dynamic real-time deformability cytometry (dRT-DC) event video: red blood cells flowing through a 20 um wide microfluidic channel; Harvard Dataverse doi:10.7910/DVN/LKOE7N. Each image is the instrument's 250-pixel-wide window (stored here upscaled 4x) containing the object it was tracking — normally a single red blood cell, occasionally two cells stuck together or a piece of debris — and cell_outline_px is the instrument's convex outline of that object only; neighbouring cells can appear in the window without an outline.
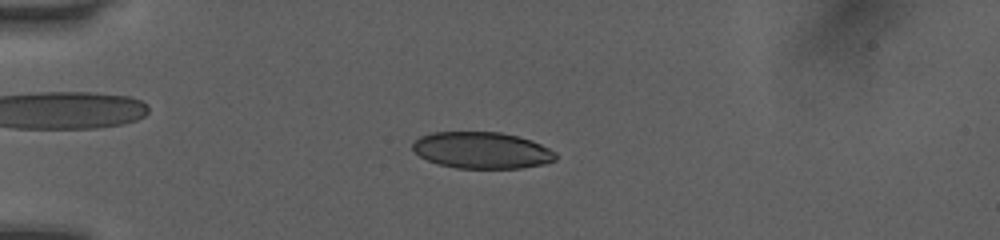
{"species": "human", "species_latin": "Homo sapiens", "temperature_condition": "room temperature", "stored_images_in_passage": 51, "camera_frame_rate_fps": 3000, "um_per_image_px": 0.085, "donor": {"sex": "female"}, "frame": {"image": 1, "passage_image": 14, "time_ms": 4.333, "image_size_px": [1000, 240], "cell_outline_px": [[556, 160], [544, 164], [520, 168], [456, 168], [440, 164], [428, 160], [420, 156], [412, 148], [412, 144], [420, 136], [432, 132], [500, 132], [532, 140], [556, 152]], "centroid_in_image_um": [40.97, 12.77], "position_along_channel_um": 44.0, "area_um2": 30.35}}
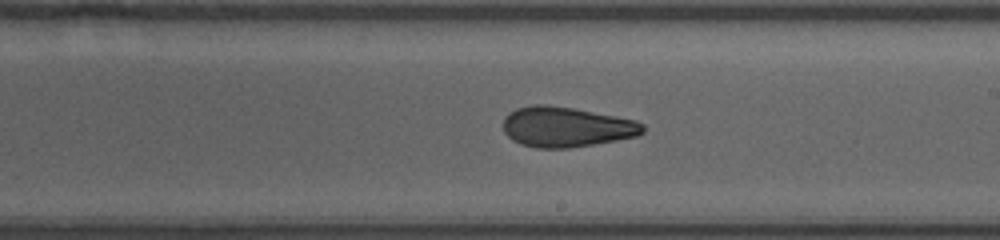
{"frame": {"image": 2, "passage_image": 31, "time_ms": 10.0, "image_size_px": [1000, 240], "cell_outline_px": [[644, 132], [636, 136], [616, 140], [568, 148], [536, 148], [520, 144], [512, 140], [504, 132], [504, 116], [508, 112], [516, 108], [532, 104], [544, 104], [572, 108], [616, 116], [636, 120], [644, 124]], "centroid_in_image_um": [48.1, 10.78], "position_along_channel_um": 240.9, "area_um2": 32.71}}
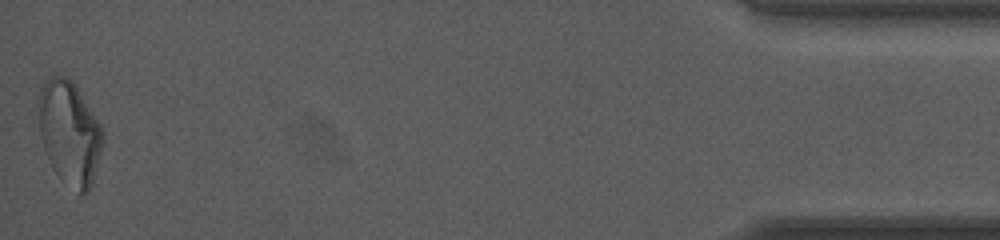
{"frame": {"image": 3, "passage_image": 51, "time_ms": 16.667, "image_size_px": [1000, 240], "cell_outline_px": [[104, 140], [88, 192], [80, 196], [60, 180], [52, 168], [44, 148], [40, 132], [36, 104], [36, 100], [40, 88], [52, 76], [64, 76], [72, 80], [76, 84], [100, 124], [104, 132]], "centroid_in_image_um": [5.88, 11.28], "position_along_channel_um": 429.3, "area_um2": 39.19}, "authors_computed_cell_mechanics": {"area_um2": 32.7148, "velocity_mm_per_s": 4.086, "shape_relaxation_time_tau1_ms": 9.2368, "shape_relaxation_time_tau2_ms": 1.8792, "deformation_change_tau1": 0.2012, "deformation_change_tau2": 0.0798}}